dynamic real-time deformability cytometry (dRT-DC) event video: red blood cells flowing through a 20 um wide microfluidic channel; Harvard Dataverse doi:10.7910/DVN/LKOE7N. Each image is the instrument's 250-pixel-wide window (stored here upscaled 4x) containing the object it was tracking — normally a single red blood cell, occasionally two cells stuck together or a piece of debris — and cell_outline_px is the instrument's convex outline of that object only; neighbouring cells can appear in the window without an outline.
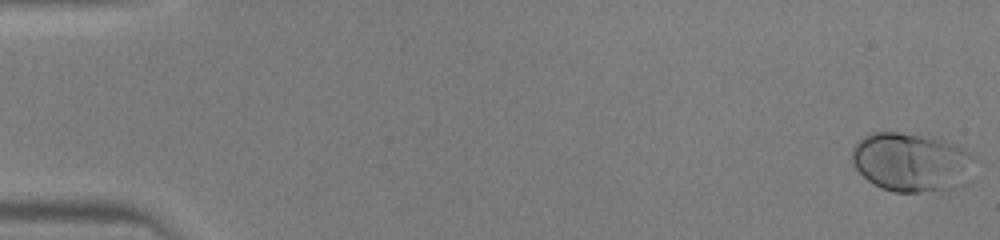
{"species": "human", "species_latin": "Homo sapiens", "temperature_condition": "warm", "stored_images_in_passage": 46, "camera_frame_rate_fps": 3000, "um_per_image_px": 0.085, "donor": {"sex": "male"}, "frame": {"image": 1, "passage_image": 1, "time_ms": 0.0, "image_size_px": [1000, 240], "cell_outline_px": [[980, 160], [968, 180], [960, 188], [920, 192], [892, 192], [880, 188], [868, 180], [856, 168], [852, 160], [852, 148], [864, 136], [872, 132], [896, 132], [932, 136], [944, 140], [972, 152]], "centroid_in_image_um": [77.57, 13.79], "position_along_channel_um": 7.4, "area_um2": 43.06}}
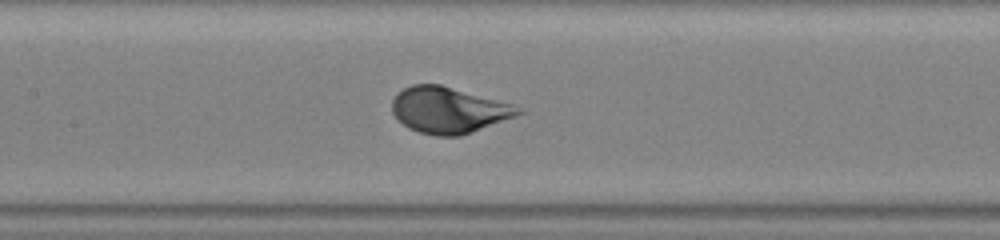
{"frame": {"image": 2, "passage_image": 23, "time_ms": 7.333, "image_size_px": [1000, 240], "cell_outline_px": [[524, 112], [516, 116], [460, 136], [436, 136], [420, 132], [408, 128], [392, 112], [392, 100], [396, 92], [412, 84], [440, 84], [512, 104], [520, 108]], "centroid_in_image_um": [38.1, 9.35], "position_along_channel_um": 169.3, "area_um2": 33.64}}
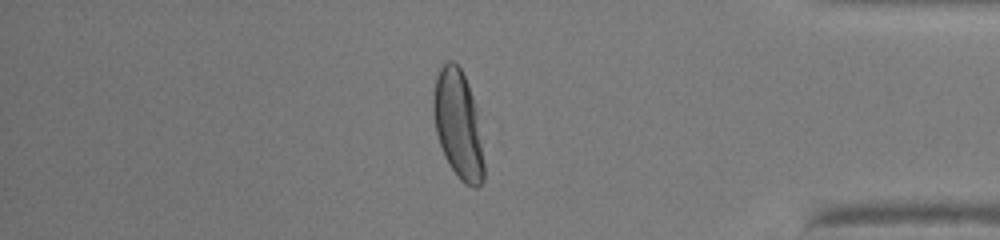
{"frame": {"image": 3, "passage_image": 40, "time_ms": 13.0, "image_size_px": [1000, 240], "cell_outline_px": [[484, 180], [476, 188], [472, 188], [464, 184], [460, 180], [444, 156], [436, 132], [432, 108], [432, 96], [436, 76], [444, 60], [452, 60], [460, 68], [468, 84], [476, 108], [484, 164]], "centroid_in_image_um": [38.92, 10.58], "position_along_channel_um": 396.3, "area_um2": 31.91}}